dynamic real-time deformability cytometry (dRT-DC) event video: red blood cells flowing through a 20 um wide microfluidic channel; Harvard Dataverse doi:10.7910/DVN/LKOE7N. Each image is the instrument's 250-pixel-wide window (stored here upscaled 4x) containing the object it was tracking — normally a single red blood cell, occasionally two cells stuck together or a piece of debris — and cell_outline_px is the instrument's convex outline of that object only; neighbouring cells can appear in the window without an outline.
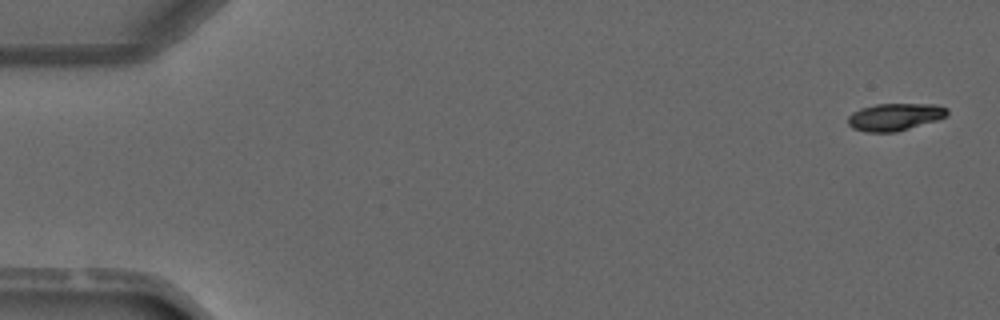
{"species": "common noctule bat (a hibernating species)", "species_latin": "Nyctalus noctula", "temperature_condition": "warm", "stored_images_in_passage": 4, "camera_frame_rate_fps": 3000, "um_per_image_px": 0.085, "animal": {"sex": "male", "forearm_length_mm": 52.5}, "frame": {"image": 1, "passage_image": 1, "time_ms": 0.0, "image_size_px": [1000, 320], "cell_outline_px": [[948, 116], [936, 120], [896, 132], [864, 132], [852, 128], [848, 124], [848, 116], [852, 112], [860, 108], [876, 104], [936, 104], [948, 108]], "centroid_in_image_um": [76.05, 9.93], "position_along_channel_um": 9.0, "area_um2": 15.9}}
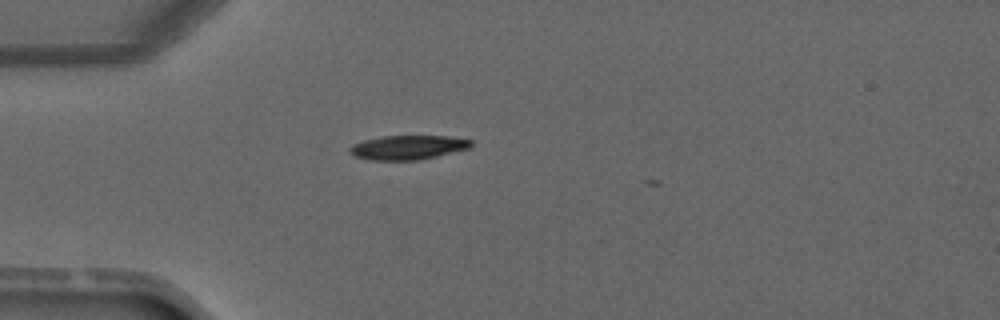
{"frame": {"image": 2, "passage_image": 4, "time_ms": 3.667, "image_size_px": [1000, 320], "cell_outline_px": [[472, 144], [468, 148], [436, 156], [416, 160], [372, 160], [356, 156], [348, 148], [352, 144], [364, 140], [380, 136], [448, 136], [472, 140]], "centroid_in_image_um": [34.66, 12.52], "position_along_channel_um": 50.3, "area_um2": 16.88}}